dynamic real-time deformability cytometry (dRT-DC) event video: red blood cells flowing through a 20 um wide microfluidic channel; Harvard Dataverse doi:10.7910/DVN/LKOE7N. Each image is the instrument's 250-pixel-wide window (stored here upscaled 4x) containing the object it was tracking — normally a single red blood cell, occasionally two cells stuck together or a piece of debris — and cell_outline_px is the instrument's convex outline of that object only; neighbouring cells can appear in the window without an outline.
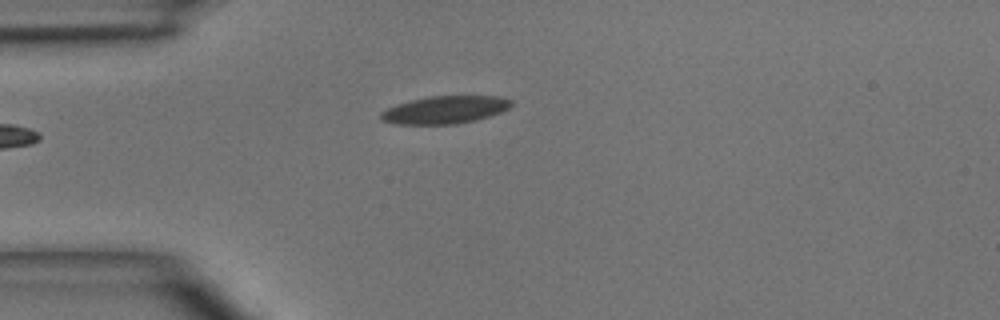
{"species": "common noctule bat (a hibernating species)", "species_latin": "Nyctalus noctula", "temperature_condition": "room temperature", "stored_images_in_passage": 2, "camera_frame_rate_fps": 3000, "um_per_image_px": 0.085, "animal": {"sex": "male", "body_mass_g": 15.6}, "frame": {"image": 1, "passage_image": 2, "time_ms": 1.0, "image_size_px": [1000, 320], "cell_outline_px": [[512, 104], [508, 108], [500, 112], [476, 120], [456, 124], [396, 124], [380, 120], [380, 112], [396, 104], [428, 96], [504, 96], [512, 100]], "centroid_in_image_um": [37.82, 9.33], "position_along_channel_um": 47.2, "area_um2": 21.04}}